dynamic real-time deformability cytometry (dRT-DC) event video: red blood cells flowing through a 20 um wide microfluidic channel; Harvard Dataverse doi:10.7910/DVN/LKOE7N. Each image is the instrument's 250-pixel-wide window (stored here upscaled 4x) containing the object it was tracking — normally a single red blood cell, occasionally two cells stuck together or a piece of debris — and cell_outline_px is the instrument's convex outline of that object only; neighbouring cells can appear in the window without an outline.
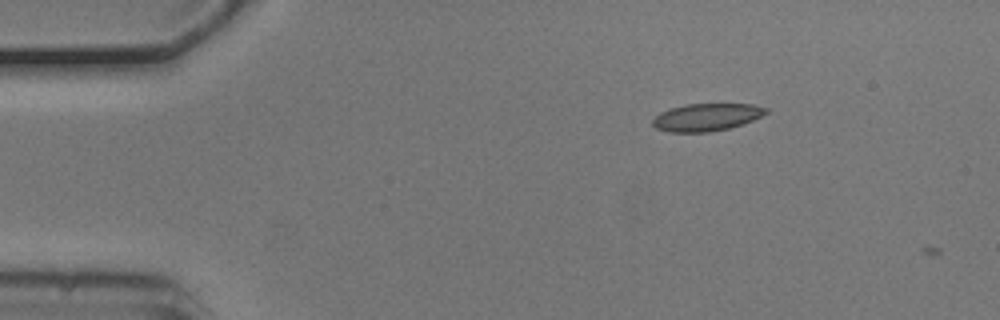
{"species": "common noctule bat (a hibernating species)", "species_latin": "Nyctalus noctula", "temperature_condition": "cold", "stored_images_in_passage": 2, "camera_frame_rate_fps": 3000, "um_per_image_px": 0.085, "animal": {"sex": "male", "body_mass_g": 20.5, "forearm_length_mm": 52.5}, "frame": {"image": 1, "passage_image": 1, "time_ms": 0.0, "image_size_px": [1000, 320], "cell_outline_px": [[768, 112], [744, 124], [728, 128], [708, 132], [668, 132], [656, 128], [652, 124], [652, 120], [660, 112], [684, 104], [752, 104], [768, 108]], "centroid_in_image_um": [60.05, 9.96], "position_along_channel_um": 25.0, "area_um2": 18.09}}